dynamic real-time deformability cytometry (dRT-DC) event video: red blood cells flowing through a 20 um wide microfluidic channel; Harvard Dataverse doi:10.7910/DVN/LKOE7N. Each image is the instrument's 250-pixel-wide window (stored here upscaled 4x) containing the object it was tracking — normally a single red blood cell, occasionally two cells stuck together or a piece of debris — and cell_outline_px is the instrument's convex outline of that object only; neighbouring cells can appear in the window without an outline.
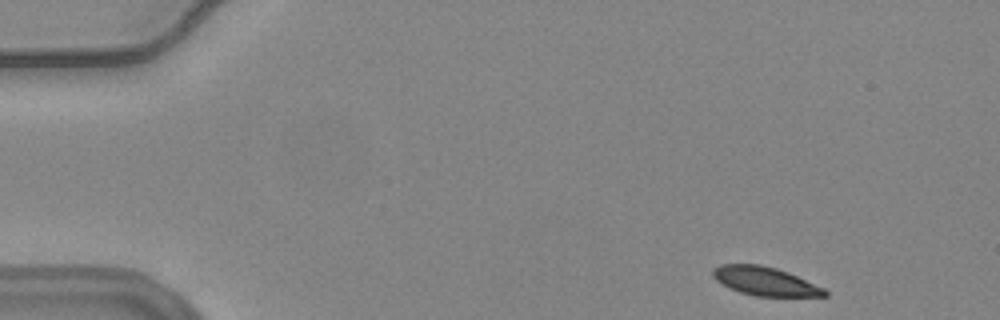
{"species": "common noctule bat (a hibernating species)", "species_latin": "Nyctalus noctula", "temperature_condition": "warm", "stored_images_in_passage": 15, "camera_frame_rate_fps": 3000, "um_per_image_px": 0.085, "animal": {"sex": "female", "body_mass_g": 24.6, "forearm_length_mm": 56.2}, "frame": {"image": 1, "passage_image": 1, "time_ms": 0.0, "image_size_px": [1000, 320], "cell_outline_px": [[828, 296], [756, 296], [740, 292], [728, 288], [716, 280], [712, 276], [712, 268], [720, 264], [760, 264], [776, 268], [788, 272], [824, 288], [828, 292]], "centroid_in_image_um": [65.0, 23.89], "position_along_channel_um": 20.0, "area_um2": 18.73}}
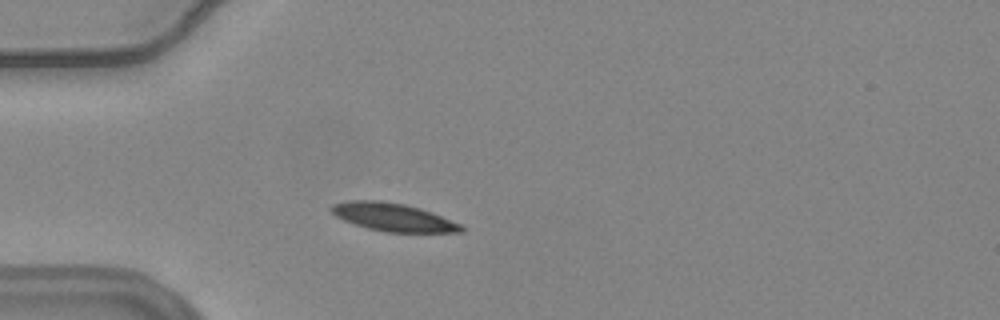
{"frame": {"image": 2, "passage_image": 11, "time_ms": 3.333, "image_size_px": [1000, 320], "cell_outline_px": [[464, 232], [384, 232], [368, 228], [344, 220], [336, 216], [328, 208], [332, 204], [348, 200], [384, 200], [404, 204], [420, 208], [432, 212], [460, 224], [464, 228]], "centroid_in_image_um": [33.39, 18.44], "position_along_channel_um": 51.6, "area_um2": 21.21}}